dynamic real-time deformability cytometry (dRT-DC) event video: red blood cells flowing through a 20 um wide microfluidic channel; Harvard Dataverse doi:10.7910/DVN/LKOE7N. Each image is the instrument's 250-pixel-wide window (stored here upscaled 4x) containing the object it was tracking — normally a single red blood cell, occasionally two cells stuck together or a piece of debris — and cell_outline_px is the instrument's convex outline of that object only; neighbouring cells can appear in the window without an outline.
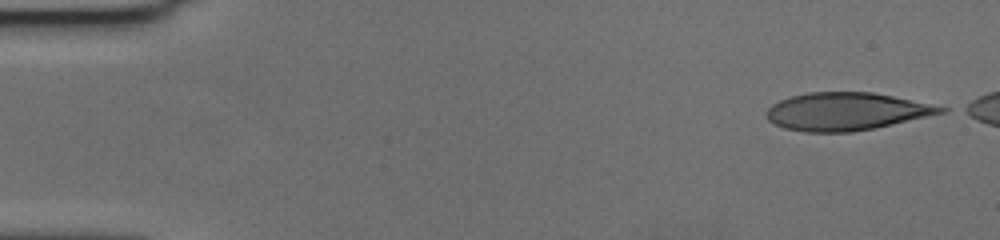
{"species": "human", "species_latin": "Homo sapiens", "temperature_condition": "cold", "stored_images_in_passage": 52, "camera_frame_rate_fps": 3000, "um_per_image_px": 0.085, "donor": {"sex": "female"}, "frame": {"image": 1, "passage_image": 1, "time_ms": 0.0, "image_size_px": [1000, 240], "cell_outline_px": [[948, 112], [876, 128], [852, 132], [804, 132], [784, 128], [768, 120], [764, 116], [764, 112], [772, 104], [780, 100], [792, 96], [808, 92], [872, 92], [932, 104], [948, 108]], "centroid_in_image_um": [71.93, 9.48], "position_along_channel_um": 13.1, "area_um2": 38.49}}
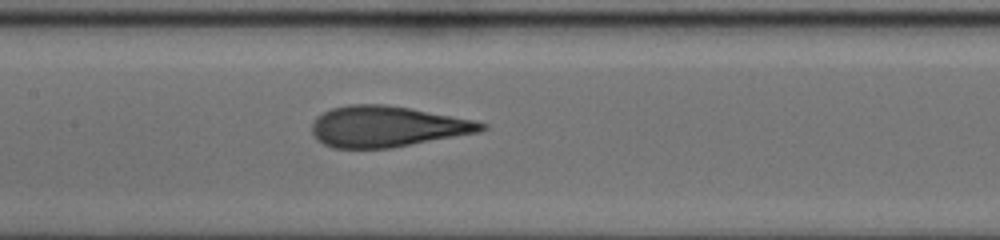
{"frame": {"image": 2, "passage_image": 26, "time_ms": 8.333, "image_size_px": [1000, 240], "cell_outline_px": [[488, 128], [480, 132], [392, 148], [332, 148], [316, 140], [312, 132], [312, 124], [316, 116], [332, 108], [348, 104], [384, 104], [408, 108], [476, 120], [488, 124]], "centroid_in_image_um": [32.91, 10.76], "position_along_channel_um": 174.5, "area_um2": 40.58}}
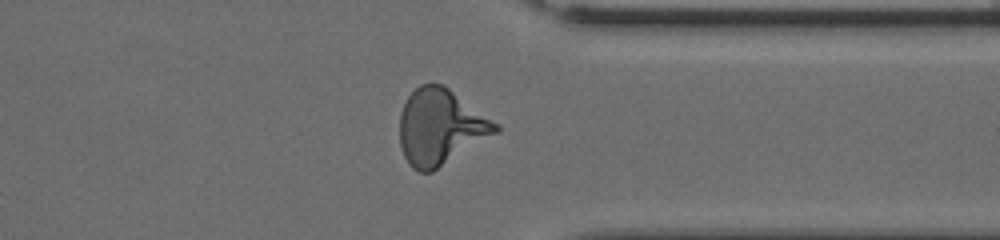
{"frame": {"image": 3, "passage_image": 43, "time_ms": 14.0, "image_size_px": [1000, 240], "cell_outline_px": [[500, 132], [432, 172], [420, 172], [412, 168], [408, 164], [404, 156], [400, 144], [400, 112], [408, 96], [420, 84], [444, 84], [500, 124]], "centroid_in_image_um": [37.47, 10.8], "position_along_channel_um": 373.9, "area_um2": 42.71}, "authors_computed_cell_mechanics": {"area_um2": 40.1132, "velocity_mm_per_s": 3.5738, "shape_relaxation_time_tau1_ms": 5.6302, "shape_relaxation_time_tau2_ms": 0.9886, "deformation_change_tau1": 0.2254, "deformation_change_tau2": 0.0851}}